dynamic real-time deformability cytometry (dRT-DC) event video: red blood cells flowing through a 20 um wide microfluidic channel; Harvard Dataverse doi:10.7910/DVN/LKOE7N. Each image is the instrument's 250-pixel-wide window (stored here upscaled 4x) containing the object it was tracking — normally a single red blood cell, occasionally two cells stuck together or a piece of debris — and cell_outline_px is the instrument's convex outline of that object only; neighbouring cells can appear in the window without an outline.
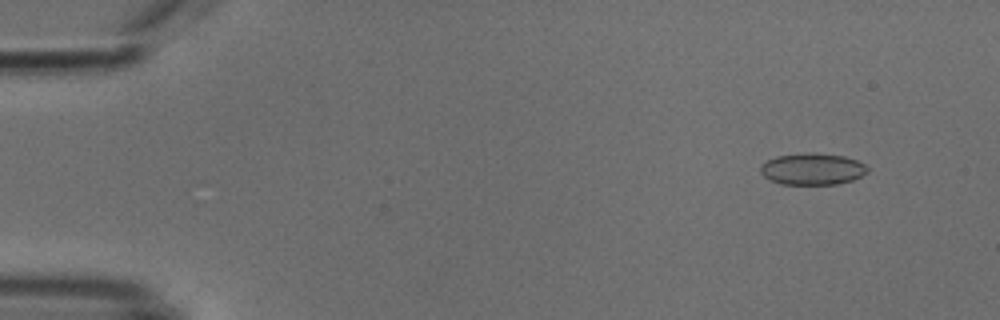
{"species": "common noctule bat (a hibernating species)", "species_latin": "Nyctalus noctula", "temperature_condition": "cold", "stored_images_in_passage": 4, "camera_frame_rate_fps": 3000, "um_per_image_px": 0.085, "animal": {"sex": "male", "body_mass_g": 18.8}, "frame": {"image": 1, "passage_image": 1, "time_ms": 0.0, "image_size_px": [1000, 320], "cell_outline_px": [[868, 172], [852, 180], [836, 184], [780, 184], [764, 176], [760, 172], [760, 164], [776, 156], [804, 152], [812, 152], [844, 156], [856, 160], [864, 164], [868, 168]], "centroid_in_image_um": [69.03, 14.35], "position_along_channel_um": 16.0, "area_um2": 19.77}}
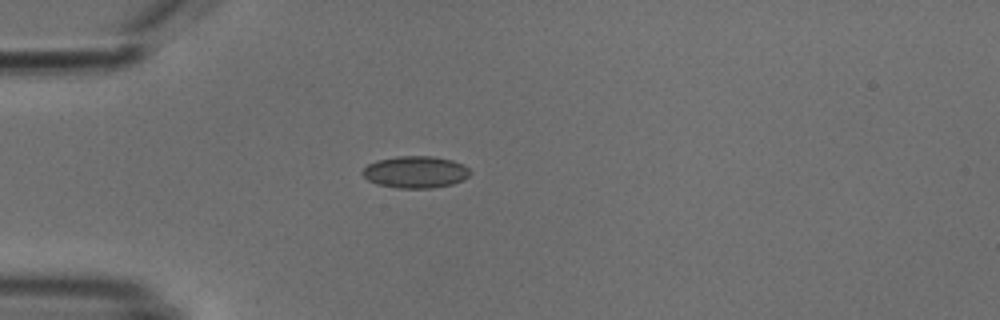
{"frame": {"image": 2, "passage_image": 4, "time_ms": 3.333, "image_size_px": [1000, 320], "cell_outline_px": [[472, 172], [464, 180], [452, 184], [432, 188], [400, 188], [376, 184], [368, 180], [360, 172], [368, 164], [376, 160], [396, 156], [432, 156], [452, 160], [464, 164]], "centroid_in_image_um": [35.32, 14.62], "position_along_channel_um": 49.7, "area_um2": 20.17}}